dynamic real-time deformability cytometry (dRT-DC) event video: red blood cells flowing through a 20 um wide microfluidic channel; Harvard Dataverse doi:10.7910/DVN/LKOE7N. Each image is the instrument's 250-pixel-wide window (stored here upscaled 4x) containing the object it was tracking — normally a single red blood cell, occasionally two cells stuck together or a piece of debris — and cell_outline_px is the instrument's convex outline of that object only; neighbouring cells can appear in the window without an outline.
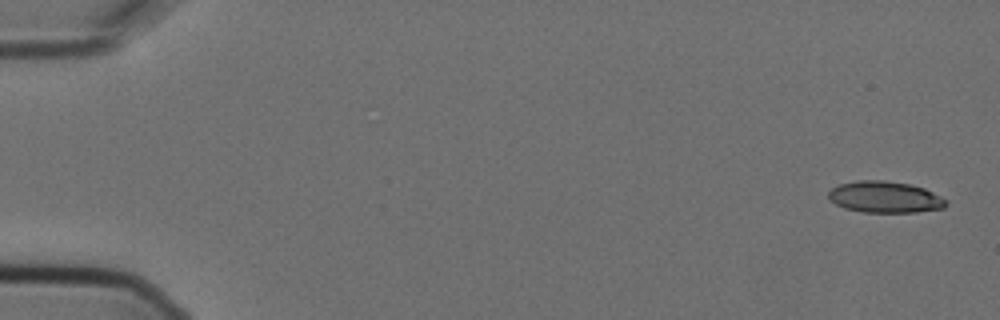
{"species": "Egyptian fruit bat (a non-hibernating species)", "species_latin": "Rousettus aegyptiacus", "temperature_condition": "cold", "stored_images_in_passage": 6, "camera_frame_rate_fps": 3000, "um_per_image_px": 0.085, "animal": {"sex": "female"}, "frame": {"image": 1, "passage_image": 1, "time_ms": 0.0, "image_size_px": [1000, 320], "cell_outline_px": [[948, 204], [944, 208], [916, 212], [864, 212], [844, 208], [828, 200], [828, 192], [832, 188], [840, 184], [856, 180], [884, 180], [908, 184], [924, 188], [948, 200]], "centroid_in_image_um": [75.21, 16.75], "position_along_channel_um": 9.8, "area_um2": 21.62}}
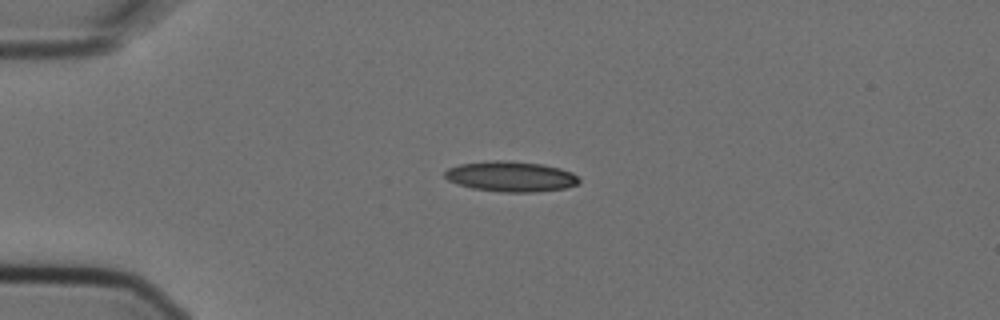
{"frame": {"image": 2, "passage_image": 4, "time_ms": 1.0, "image_size_px": [1000, 320], "cell_outline_px": [[580, 180], [576, 184], [564, 188], [536, 192], [504, 192], [472, 188], [448, 180], [444, 176], [444, 172], [448, 168], [460, 164], [492, 160], [508, 160], [540, 164], [560, 168], [572, 172]], "centroid_in_image_um": [43.41, 14.99], "position_along_channel_um": 41.6, "area_um2": 23.58}}
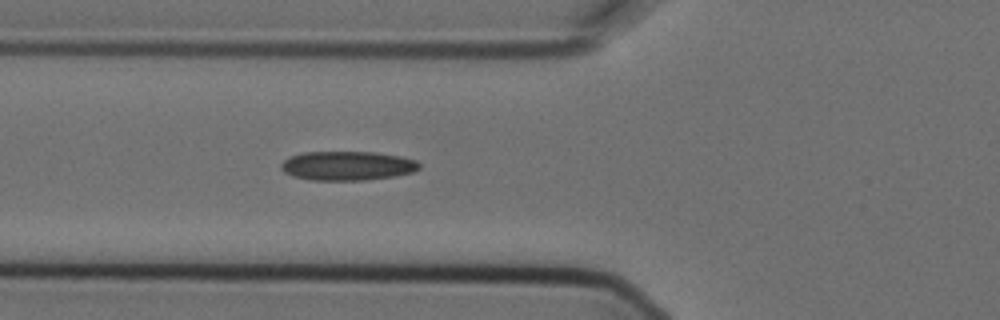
{"frame": {"image": 3, "passage_image": 6, "time_ms": 1.667, "image_size_px": [1000, 320], "cell_outline_px": [[420, 168], [412, 172], [396, 176], [364, 180], [312, 180], [292, 176], [284, 172], [280, 168], [280, 164], [288, 156], [304, 152], [372, 152], [400, 156], [416, 160], [420, 164]], "centroid_in_image_um": [29.5, 14.09], "position_along_channel_um": 96.3, "area_um2": 23.58}}